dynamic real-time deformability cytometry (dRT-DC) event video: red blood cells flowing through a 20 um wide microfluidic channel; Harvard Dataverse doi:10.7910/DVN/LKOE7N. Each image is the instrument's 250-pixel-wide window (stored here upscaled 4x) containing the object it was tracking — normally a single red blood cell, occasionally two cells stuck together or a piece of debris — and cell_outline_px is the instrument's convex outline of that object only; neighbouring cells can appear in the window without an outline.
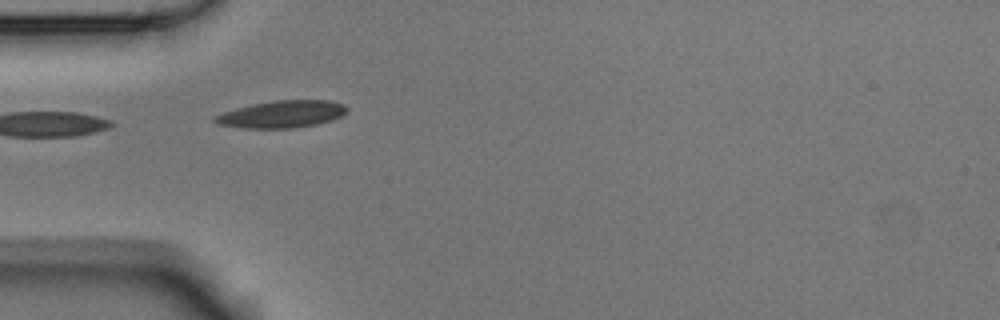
{"species": "Egyptian fruit bat (a non-hibernating species)", "species_latin": "Rousettus aegyptiacus", "temperature_condition": "room temperature", "stored_images_in_passage": 8, "camera_frame_rate_fps": 3000, "um_per_image_px": 0.085, "animal": {"sex": "male"}, "frame": {"image": 1, "passage_image": 2, "time_ms": 0.333, "image_size_px": [1000, 320], "cell_outline_px": [[348, 108], [340, 116], [332, 120], [316, 124], [296, 128], [248, 128], [220, 124], [212, 120], [216, 116], [224, 112], [236, 108], [252, 104], [272, 100], [328, 100], [344, 104]], "centroid_in_image_um": [23.98, 9.7], "position_along_channel_um": 61.0, "area_um2": 20.69}}
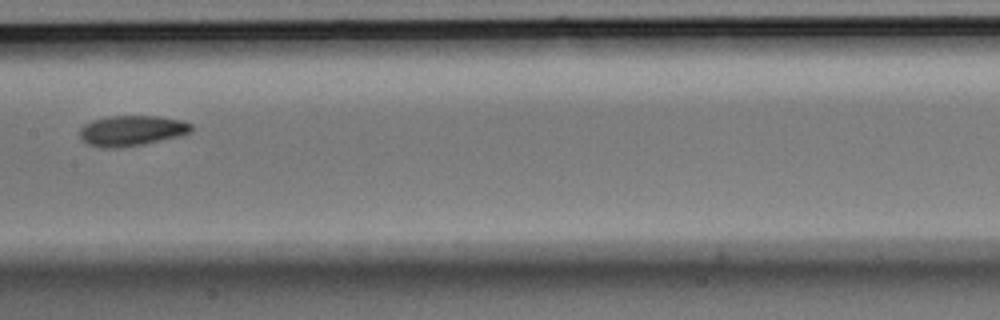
{"frame": {"image": 2, "passage_image": 5, "time_ms": 1.333, "image_size_px": [1000, 320], "cell_outline_px": [[192, 132], [144, 144], [116, 148], [104, 148], [88, 144], [80, 136], [80, 128], [84, 124], [92, 120], [108, 116], [160, 116], [184, 120], [192, 124]], "centroid_in_image_um": [11.2, 11.09], "position_along_channel_um": 196.2, "area_um2": 19.77}}
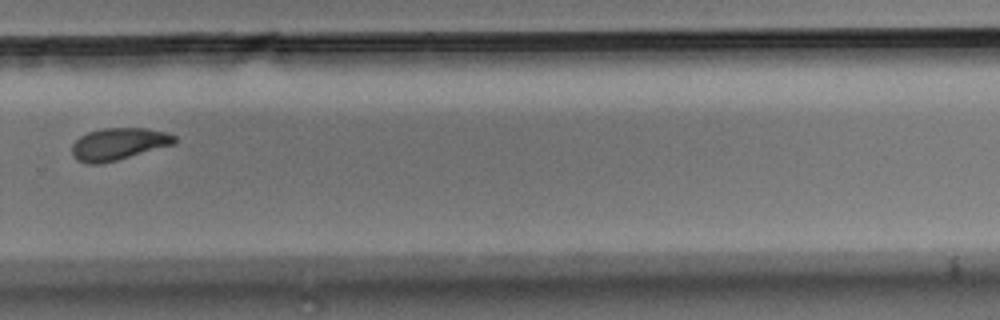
{"frame": {"image": 3, "passage_image": 8, "time_ms": 2.333, "image_size_px": [1000, 320], "cell_outline_px": [[176, 140], [172, 144], [116, 160], [100, 164], [88, 164], [76, 160], [72, 156], [72, 144], [80, 136], [88, 132], [104, 128], [144, 128], [168, 132], [176, 136]], "centroid_in_image_um": [10.03, 12.23], "position_along_channel_um": 319.8, "area_um2": 19.02}}